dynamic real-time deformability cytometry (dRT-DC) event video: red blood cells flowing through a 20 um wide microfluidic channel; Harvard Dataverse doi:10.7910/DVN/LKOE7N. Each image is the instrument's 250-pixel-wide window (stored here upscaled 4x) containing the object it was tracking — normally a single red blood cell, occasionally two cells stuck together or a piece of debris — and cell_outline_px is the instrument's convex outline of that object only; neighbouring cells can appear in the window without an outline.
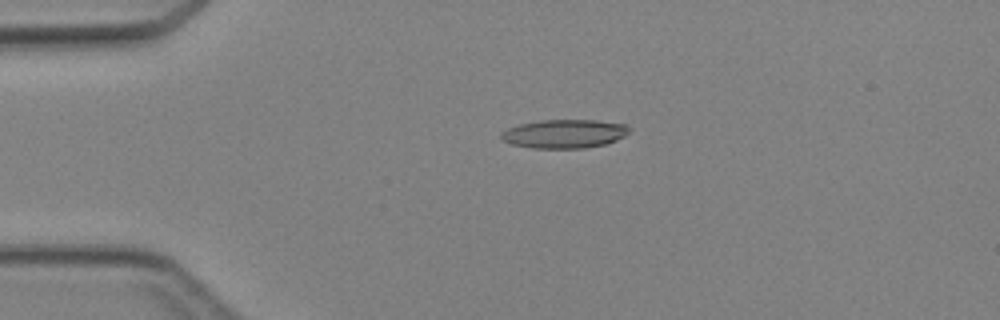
{"species": "Egyptian fruit bat (a non-hibernating species)", "species_latin": "Rousettus aegyptiacus", "temperature_condition": "cold", "stored_images_in_passage": 4, "camera_frame_rate_fps": 3000, "um_per_image_px": 0.085, "animal": {"sex": "female"}, "frame": {"image": 1, "passage_image": 3, "time_ms": 2.333, "image_size_px": [1000, 320], "cell_outline_px": [[632, 128], [624, 136], [616, 140], [604, 144], [584, 148], [532, 148], [512, 144], [500, 140], [500, 132], [508, 128], [520, 124], [540, 120], [596, 120], [624, 124]], "centroid_in_image_um": [47.94, 11.37], "position_along_channel_um": 37.1, "area_um2": 21.44}}